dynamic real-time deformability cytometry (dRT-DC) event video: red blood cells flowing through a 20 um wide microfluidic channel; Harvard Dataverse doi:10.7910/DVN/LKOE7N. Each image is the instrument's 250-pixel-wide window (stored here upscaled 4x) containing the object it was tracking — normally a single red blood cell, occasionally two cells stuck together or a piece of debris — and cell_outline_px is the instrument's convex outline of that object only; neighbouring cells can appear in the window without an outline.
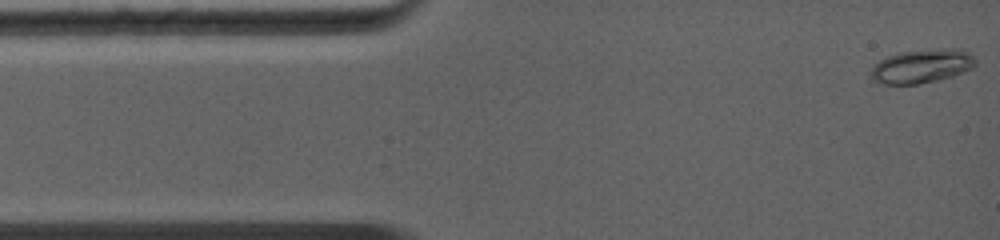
{"species": "common noctule bat (a hibernating species)", "species_latin": "Nyctalus noctula", "temperature_condition": "warm", "stored_images_in_passage": 44, "camera_frame_rate_fps": 5000, "um_per_image_px": 0.085, "animal": {"sex": "female", "body_mass_g": 19.0, "forearm_length_mm": 56.7}, "frame": {"image": 1, "passage_image": 1, "time_ms": 0.0, "image_size_px": [1000, 240], "cell_outline_px": [[976, 64], [972, 68], [952, 76], [936, 80], [916, 84], [884, 84], [872, 80], [872, 68], [880, 60], [888, 56], [900, 52], [936, 48], [960, 48], [968, 52], [976, 60]], "centroid_in_image_um": [78.38, 5.6], "position_along_channel_um": 6.6, "area_um2": 20.52}}
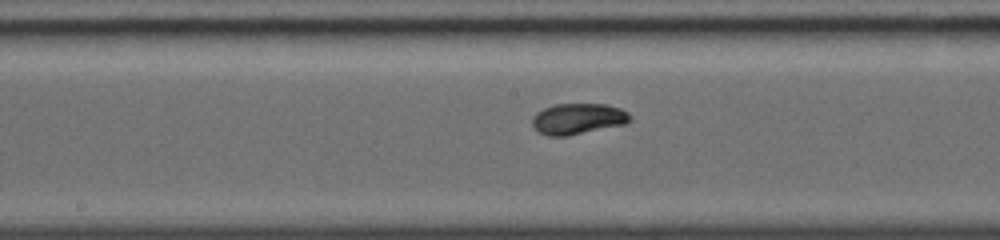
{"frame": {"image": 2, "passage_image": 16, "time_ms": 6.0, "image_size_px": [1000, 240], "cell_outline_px": [[632, 120], [624, 124], [568, 136], [548, 136], [532, 128], [532, 116], [536, 112], [544, 108], [556, 104], [604, 104], [620, 108], [628, 112], [632, 116]], "centroid_in_image_um": [49.11, 10.1], "position_along_channel_um": 199.1, "area_um2": 17.74}}
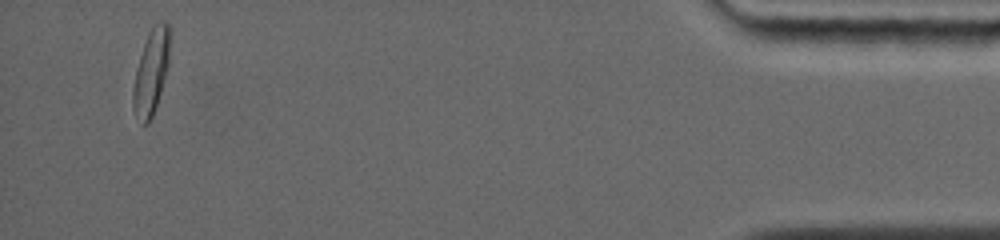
{"frame": {"image": 3, "passage_image": 38, "time_ms": 13.2, "image_size_px": [1000, 240], "cell_outline_px": [[172, 32], [168, 64], [160, 92], [152, 116], [148, 124], [140, 124], [132, 108], [132, 88], [136, 68], [148, 32], [152, 24], [156, 20], [164, 20], [172, 28]], "centroid_in_image_um": [12.86, 6.01], "position_along_channel_um": 422.3, "area_um2": 18.67}, "authors_computed_cell_mechanics": {"area_um2": 17.4556, "velocity_mm_per_s": 4.4578, "shape_relaxation_time_tau1_ms": 3.4612, "shape_relaxation_time_tau2_ms": null, "deformation_change_tau1": 0.1713, "deformation_change_tau2": null}}